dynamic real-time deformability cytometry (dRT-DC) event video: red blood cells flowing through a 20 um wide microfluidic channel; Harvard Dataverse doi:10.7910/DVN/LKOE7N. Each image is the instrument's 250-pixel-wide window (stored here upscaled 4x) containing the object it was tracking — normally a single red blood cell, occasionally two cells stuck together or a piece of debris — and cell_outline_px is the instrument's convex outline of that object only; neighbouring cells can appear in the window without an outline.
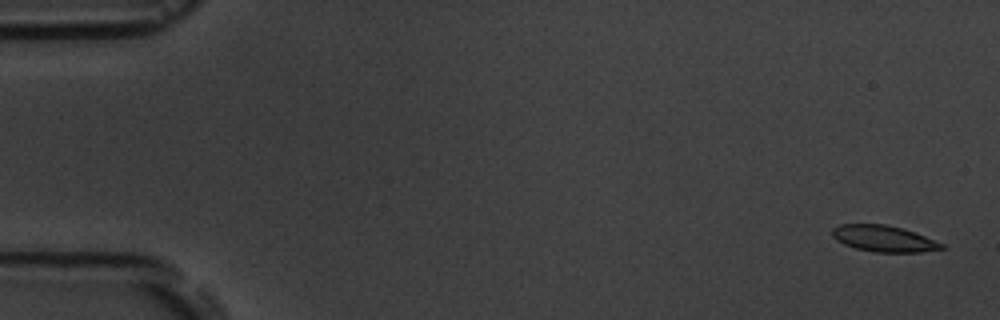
{"species": "common noctule bat (a hibernating species)", "species_latin": "Nyctalus noctula", "temperature_condition": "room temperature", "stored_images_in_passage": 5, "camera_frame_rate_fps": 3000, "um_per_image_px": 0.085, "animal": {"sex": "male", "body_mass_g": 19.5, "forearm_length_mm": 54.6}, "frame": {"image": 1, "passage_image": 1, "time_ms": 0.0, "image_size_px": [1000, 320], "cell_outline_px": [[944, 248], [920, 252], [876, 252], [856, 248], [844, 244], [836, 240], [832, 236], [832, 228], [840, 224], [888, 224], [904, 228], [944, 244]], "centroid_in_image_um": [75.09, 20.27], "position_along_channel_um": 9.9, "area_um2": 16.7}}
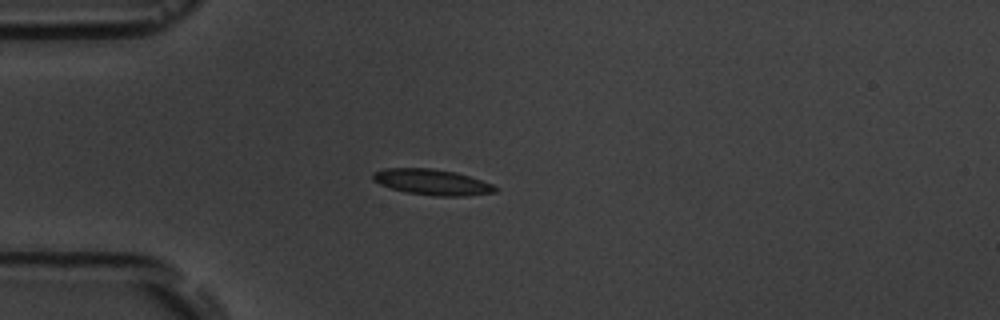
{"frame": {"image": 2, "passage_image": 5, "time_ms": 4.333, "image_size_px": [1000, 320], "cell_outline_px": [[500, 188], [496, 192], [468, 196], [436, 196], [404, 192], [380, 184], [372, 180], [372, 172], [384, 168], [432, 168], [456, 172], [492, 184]], "centroid_in_image_um": [36.72, 15.48], "position_along_channel_um": 48.3, "area_um2": 18.5}}